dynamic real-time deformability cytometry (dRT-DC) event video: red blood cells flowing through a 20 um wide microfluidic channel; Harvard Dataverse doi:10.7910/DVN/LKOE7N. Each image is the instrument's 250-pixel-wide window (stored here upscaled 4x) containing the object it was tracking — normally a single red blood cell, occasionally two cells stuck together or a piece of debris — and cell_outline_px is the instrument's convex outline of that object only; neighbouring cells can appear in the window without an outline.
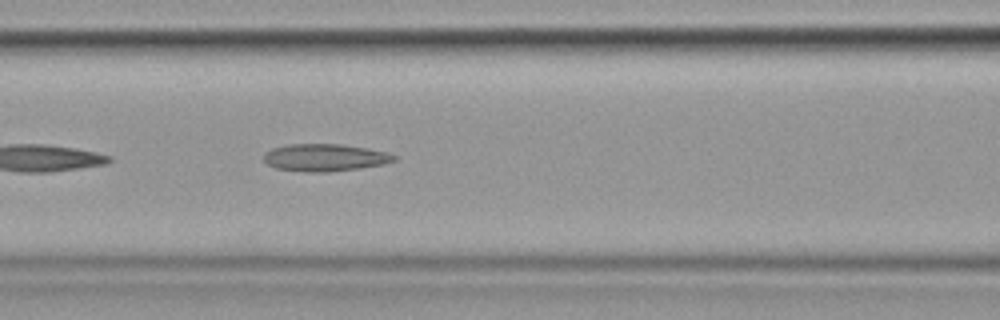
{"species": "common noctule bat (a hibernating species)", "species_latin": "Nyctalus noctula", "temperature_condition": "cold", "stored_images_in_passage": 15, "camera_frame_rate_fps": 3000, "um_per_image_px": 0.085, "animal": {"sex": "female", "body_mass_g": 19.9}, "frame": {"image": 1, "passage_image": 9, "time_ms": 2.667, "image_size_px": [1000, 320], "cell_outline_px": [[400, 156], [396, 160], [384, 164], [328, 172], [308, 172], [276, 168], [268, 164], [264, 160], [264, 152], [272, 148], [288, 144], [340, 144], [368, 148], [388, 152]], "centroid_in_image_um": [27.64, 13.38], "position_along_channel_um": 139.0, "area_um2": 20.81}}